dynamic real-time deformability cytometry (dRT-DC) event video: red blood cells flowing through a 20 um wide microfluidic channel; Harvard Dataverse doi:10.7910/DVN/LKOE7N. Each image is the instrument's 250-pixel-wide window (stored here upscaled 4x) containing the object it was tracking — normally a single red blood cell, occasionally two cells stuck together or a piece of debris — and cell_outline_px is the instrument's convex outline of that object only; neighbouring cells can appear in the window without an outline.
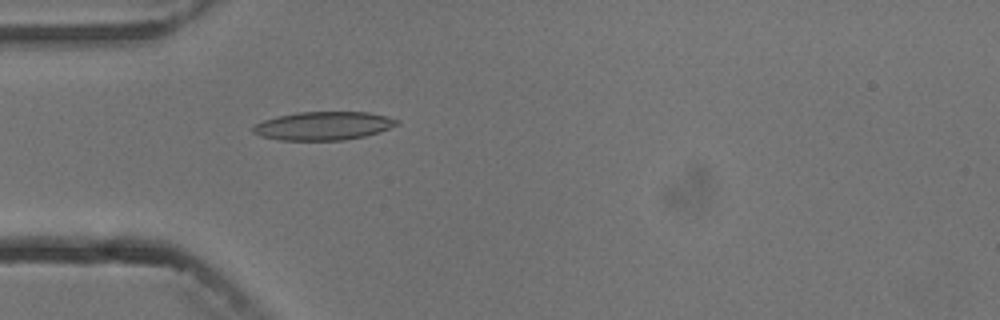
{"species": "common noctule bat (a hibernating species)", "species_latin": "Nyctalus noctula", "temperature_condition": "cold", "stored_images_in_passage": 4, "camera_frame_rate_fps": 3000, "um_per_image_px": 0.085, "animal": {"sex": "male", "body_mass_g": 13.3}, "frame": {"image": 1, "passage_image": 4, "time_ms": 4.333, "image_size_px": [1000, 320], "cell_outline_px": [[400, 124], [380, 132], [364, 136], [344, 140], [280, 140], [260, 136], [252, 132], [252, 128], [256, 124], [264, 120], [276, 116], [296, 112], [368, 112], [400, 120]], "centroid_in_image_um": [27.49, 10.69], "position_along_channel_um": 57.5, "area_um2": 23.87}}